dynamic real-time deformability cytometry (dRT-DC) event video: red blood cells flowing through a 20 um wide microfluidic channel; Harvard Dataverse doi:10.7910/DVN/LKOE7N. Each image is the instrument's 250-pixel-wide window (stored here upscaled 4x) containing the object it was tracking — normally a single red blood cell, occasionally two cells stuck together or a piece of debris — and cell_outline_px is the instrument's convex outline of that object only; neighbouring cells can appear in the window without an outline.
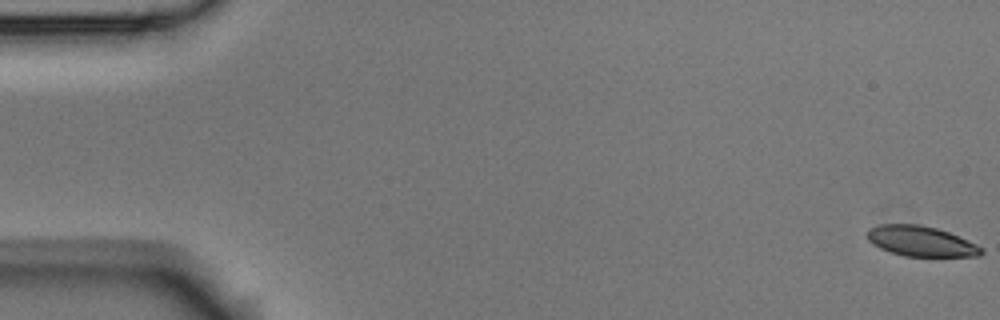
{"species": "Egyptian fruit bat (a non-hibernating species)", "species_latin": "Rousettus aegyptiacus", "temperature_condition": "room temperature", "stored_images_in_passage": 54, "camera_frame_rate_fps": 3000, "um_per_image_px": 0.085, "animal": {"sex": "male"}, "frame": {"image": 1, "passage_image": 1, "time_ms": 0.0, "image_size_px": [1000, 320], "cell_outline_px": [[984, 252], [980, 256], [904, 256], [880, 248], [872, 244], [868, 240], [868, 228], [880, 224], [920, 224], [936, 228], [948, 232], [968, 240], [984, 248]], "centroid_in_image_um": [78.29, 20.5], "position_along_channel_um": 6.7, "area_um2": 20.11}}
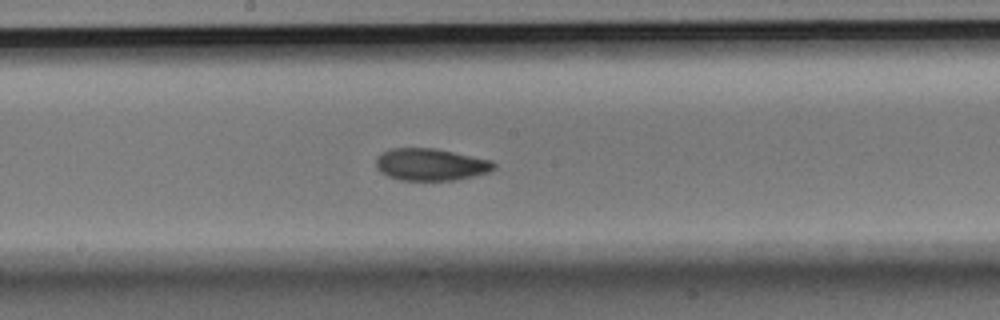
{"frame": {"image": 2, "passage_image": 29, "time_ms": 9.333, "image_size_px": [1000, 320], "cell_outline_px": [[496, 168], [488, 172], [456, 180], [400, 180], [388, 176], [380, 172], [376, 168], [376, 156], [392, 148], [436, 148], [492, 160], [496, 164]], "centroid_in_image_um": [36.61, 13.98], "position_along_channel_um": 211.6, "area_um2": 22.14}}
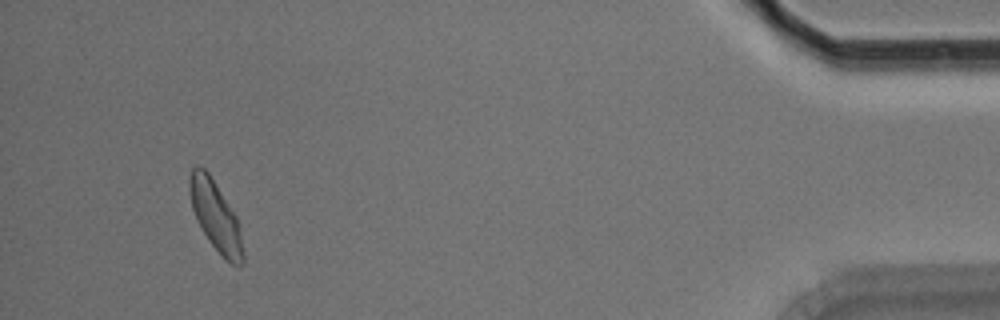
{"frame": {"image": 3, "passage_image": 51, "time_ms": 16.667, "image_size_px": [1000, 320], "cell_outline_px": [[244, 264], [232, 264], [208, 240], [192, 208], [188, 188], [188, 176], [192, 168], [196, 164], [200, 164], [208, 172], [236, 216], [240, 224], [244, 252]], "centroid_in_image_um": [18.32, 18.31], "position_along_channel_um": 416.9, "area_um2": 21.5}, "authors_computed_cell_mechanics": {"area_um2": 21.8773, "velocity_mm_per_s": 3.7535, "shape_relaxation_time_tau1_ms": 3.6169, "shape_relaxation_time_tau2_ms": 6.6635, "deformation_change_tau1": 0.1294, "deformation_change_tau2": 0.0728}}